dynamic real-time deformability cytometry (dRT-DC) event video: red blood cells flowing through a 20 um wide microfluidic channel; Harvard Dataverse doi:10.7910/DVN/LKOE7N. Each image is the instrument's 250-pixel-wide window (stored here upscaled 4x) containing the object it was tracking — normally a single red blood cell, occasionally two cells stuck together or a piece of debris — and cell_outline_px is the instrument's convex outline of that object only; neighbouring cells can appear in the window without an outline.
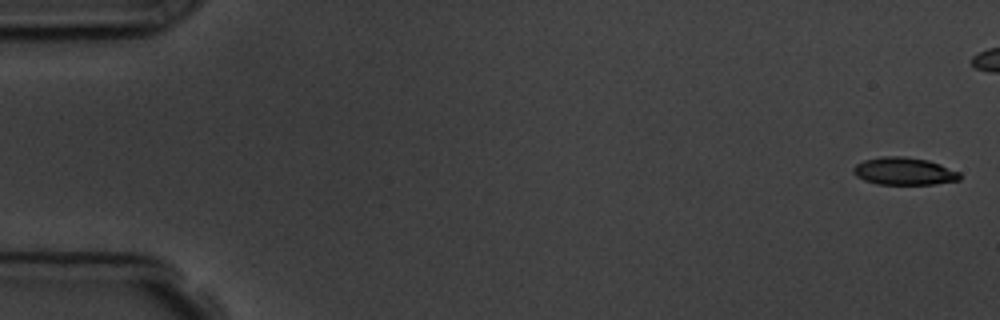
{"species": "common noctule bat (a hibernating species)", "species_latin": "Nyctalus noctula", "temperature_condition": "room temperature", "stored_images_in_passage": 7, "camera_frame_rate_fps": 3000, "um_per_image_px": 0.085, "animal": {"sex": "male", "body_mass_g": 19.5, "forearm_length_mm": 54.6}, "frame": {"image": 1, "passage_image": 1, "time_ms": 0.0, "image_size_px": [1000, 320], "cell_outline_px": [[960, 180], [936, 184], [876, 184], [864, 180], [856, 176], [852, 172], [852, 168], [856, 164], [864, 160], [880, 156], [904, 156], [928, 160], [940, 164], [960, 172]], "centroid_in_image_um": [76.83, 14.55], "position_along_channel_um": 8.2, "area_um2": 17.22}}